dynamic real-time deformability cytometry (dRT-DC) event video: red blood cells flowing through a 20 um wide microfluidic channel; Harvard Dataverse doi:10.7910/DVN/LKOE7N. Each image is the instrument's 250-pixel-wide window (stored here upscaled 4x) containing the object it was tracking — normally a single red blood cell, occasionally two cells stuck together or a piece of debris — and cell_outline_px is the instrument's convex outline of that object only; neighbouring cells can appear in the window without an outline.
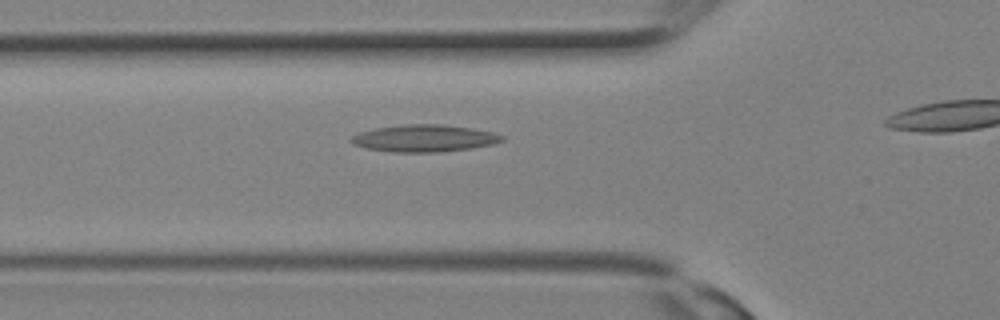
{"species": "Egyptian fruit bat (a non-hibernating species)", "species_latin": "Rousettus aegyptiacus", "temperature_condition": "room temperature", "stored_images_in_passage": 18, "camera_frame_rate_fps": 3000, "um_per_image_px": 0.085, "animal": {"sex": "female"}, "frame": {"image": 1, "passage_image": 8, "time_ms": 2.333, "image_size_px": [1000, 320], "cell_outline_px": [[504, 140], [492, 144], [472, 148], [436, 152], [392, 152], [364, 148], [352, 144], [348, 140], [352, 136], [360, 132], [376, 128], [404, 124], [444, 124], [472, 128], [492, 132], [504, 136]], "centroid_in_image_um": [36.03, 11.75], "position_along_channel_um": 89.8, "area_um2": 23.87}}